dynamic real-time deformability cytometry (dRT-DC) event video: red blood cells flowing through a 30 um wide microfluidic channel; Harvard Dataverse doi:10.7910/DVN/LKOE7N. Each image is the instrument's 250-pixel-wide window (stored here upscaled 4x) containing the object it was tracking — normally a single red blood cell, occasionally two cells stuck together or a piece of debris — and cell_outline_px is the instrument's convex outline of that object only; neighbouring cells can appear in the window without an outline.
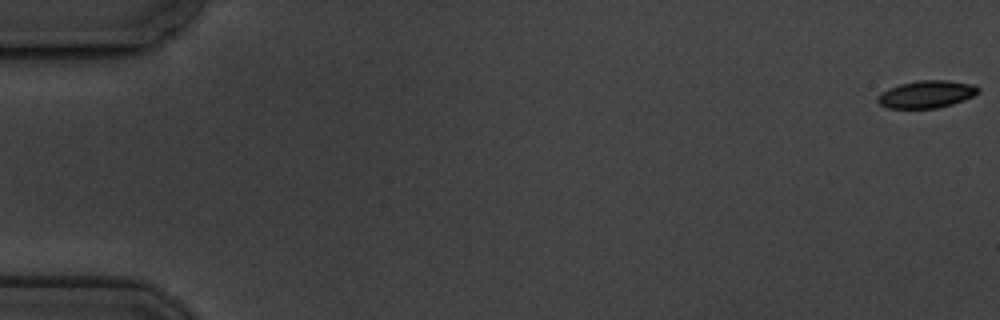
{"species": "common noctule bat (a hibernating species)", "species_latin": "Nyctalus noctula", "temperature_condition": "cold", "stored_images_in_passage": 7, "segment_of_instrument_passage": [1, 2], "camera_frame_rate_fps": 3000, "um_per_image_px": 0.085, "animal": {"sex": "male", "body_mass_g": 19.5, "forearm_length_mm": 54.6}, "frame": {"image": 1, "passage_image": 1, "time_ms": 0.0, "image_size_px": [1000, 320], "cell_outline_px": [[980, 92], [964, 100], [952, 104], [936, 108], [888, 108], [880, 104], [876, 100], [876, 96], [888, 88], [900, 84], [920, 80], [948, 80], [976, 84], [980, 88]], "centroid_in_image_um": [78.77, 8.0], "position_along_channel_um": 6.2, "area_um2": 16.18}}
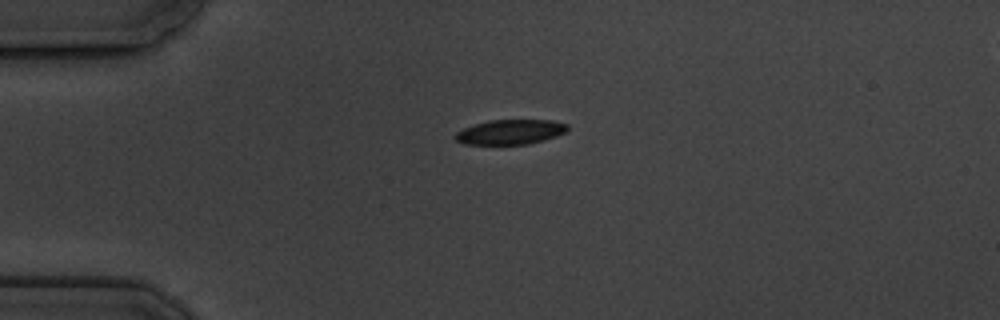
{"frame": {"image": 2, "passage_image": 5, "time_ms": 4.667, "image_size_px": [1000, 320], "cell_outline_px": [[568, 128], [564, 132], [556, 136], [528, 144], [464, 144], [456, 140], [452, 136], [456, 132], [464, 128], [488, 120], [552, 120], [568, 124]], "centroid_in_image_um": [43.35, 11.21], "position_along_channel_um": 41.6, "area_um2": 16.13}}